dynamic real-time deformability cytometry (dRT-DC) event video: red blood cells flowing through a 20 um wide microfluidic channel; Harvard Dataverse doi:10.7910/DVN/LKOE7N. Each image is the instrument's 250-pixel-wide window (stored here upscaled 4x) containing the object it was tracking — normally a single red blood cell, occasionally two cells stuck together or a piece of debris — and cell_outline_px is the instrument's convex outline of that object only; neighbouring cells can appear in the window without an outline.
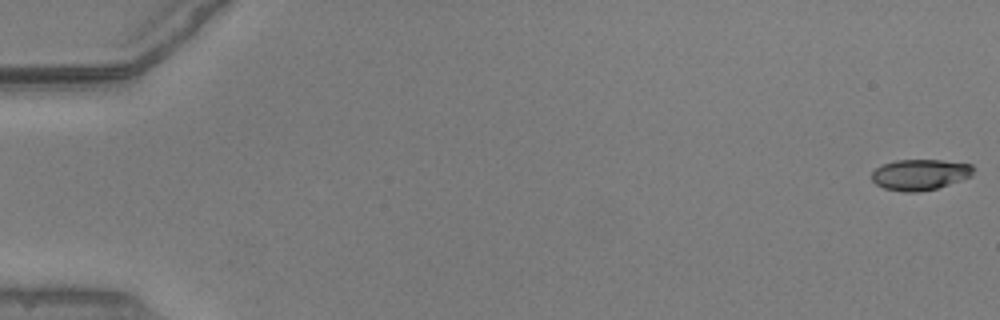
{"species": "common noctule bat (a hibernating species)", "species_latin": "Nyctalus noctula", "temperature_condition": "warm", "stored_images_in_passage": 53, "camera_frame_rate_fps": 3000, "um_per_image_px": 0.085, "animal": {"sex": "male", "body_mass_g": 20.5, "forearm_length_mm": 52.5}, "frame": {"image": 1, "passage_image": 1, "time_ms": 0.0, "image_size_px": [1000, 320], "cell_outline_px": [[976, 168], [972, 176], [936, 188], [916, 192], [904, 192], [884, 188], [876, 184], [872, 180], [872, 172], [876, 168], [884, 164], [896, 160], [940, 160], [972, 164]], "centroid_in_image_um": [78.22, 14.83], "position_along_channel_um": 6.8, "area_um2": 18.21}}
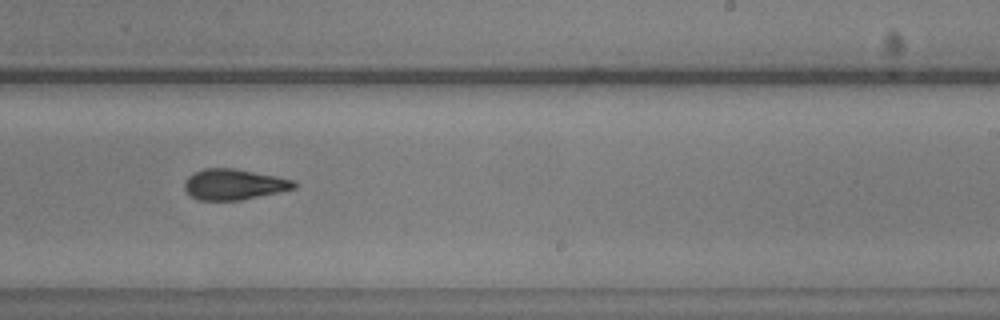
{"frame": {"image": 2, "passage_image": 34, "time_ms": 11.0, "image_size_px": [1000, 320], "cell_outline_px": [[296, 188], [240, 200], [196, 200], [184, 188], [184, 180], [192, 172], [204, 168], [236, 168], [296, 180]], "centroid_in_image_um": [19.86, 15.66], "position_along_channel_um": 269.1, "area_um2": 19.71}}
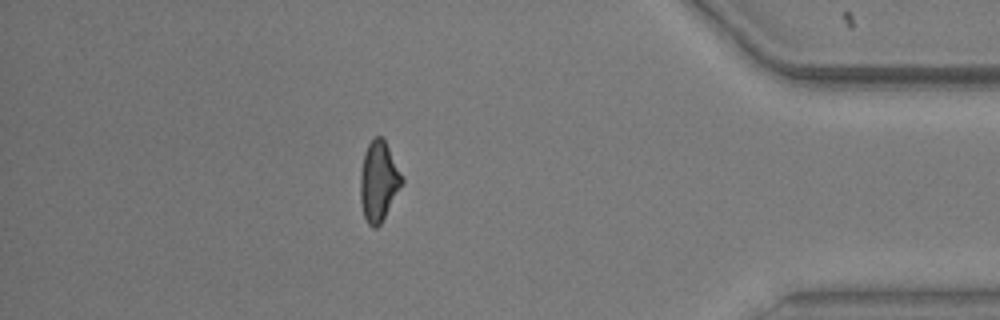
{"frame": {"image": 3, "passage_image": 47, "time_ms": 15.333, "image_size_px": [1000, 320], "cell_outline_px": [[404, 184], [380, 224], [376, 228], [372, 228], [368, 224], [364, 216], [360, 204], [360, 172], [364, 152], [368, 144], [376, 136], [384, 136], [404, 180]], "centroid_in_image_um": [32.19, 15.4], "position_along_channel_um": 403.0, "area_um2": 19.71}, "authors_computed_cell_mechanics": {"area_um2": 19.7098, "velocity_mm_per_s": 3.9141, "shape_relaxation_time_tau1_ms": 4.1842, "shape_relaxation_time_tau2_ms": 2.9217, "deformation_change_tau1": 0.1461, "deformation_change_tau2": 0.1068}}